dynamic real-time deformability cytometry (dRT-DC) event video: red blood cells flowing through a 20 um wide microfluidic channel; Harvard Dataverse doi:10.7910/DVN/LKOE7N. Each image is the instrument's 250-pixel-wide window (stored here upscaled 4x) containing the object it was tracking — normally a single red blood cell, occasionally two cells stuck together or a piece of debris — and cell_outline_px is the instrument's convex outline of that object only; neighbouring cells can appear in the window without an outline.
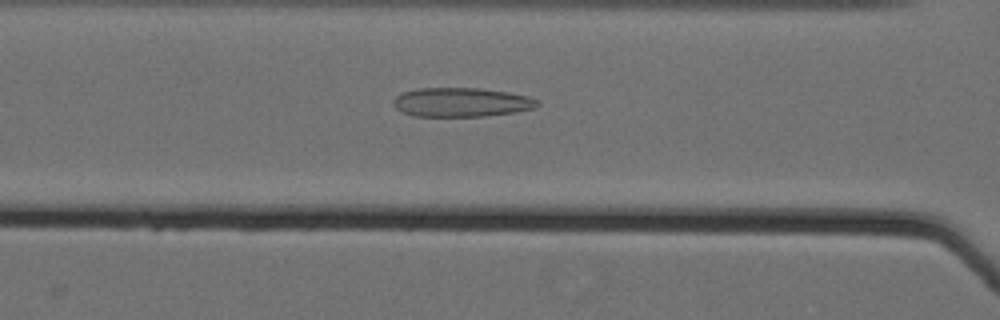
{"species": "Egyptian fruit bat (a non-hibernating species)", "species_latin": "Rousettus aegyptiacus", "temperature_condition": "cold", "stored_images_in_passage": 60, "camera_frame_rate_fps": 3000, "um_per_image_px": 0.085, "animal": {"sex": "female"}, "frame": {"image": 1, "passage_image": 29, "time_ms": 9.333, "image_size_px": [1000, 320], "cell_outline_px": [[540, 104], [532, 108], [516, 112], [484, 116], [412, 116], [400, 112], [392, 104], [392, 100], [396, 96], [404, 92], [420, 88], [480, 88], [508, 92], [528, 96], [536, 100]], "centroid_in_image_um": [39.17, 8.69], "position_along_channel_um": 127.4, "area_um2": 24.45}}
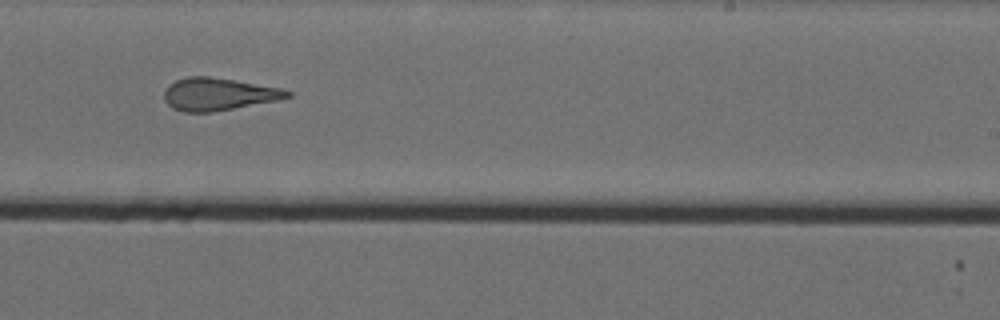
{"frame": {"image": 2, "passage_image": 41, "time_ms": 13.333, "image_size_px": [1000, 320], "cell_outline_px": [[292, 96], [276, 100], [212, 112], [184, 112], [172, 108], [164, 100], [164, 92], [168, 84], [176, 80], [188, 76], [208, 76], [280, 88], [292, 92]], "centroid_in_image_um": [18.51, 8.0], "position_along_channel_um": 270.5, "area_um2": 23.06}}
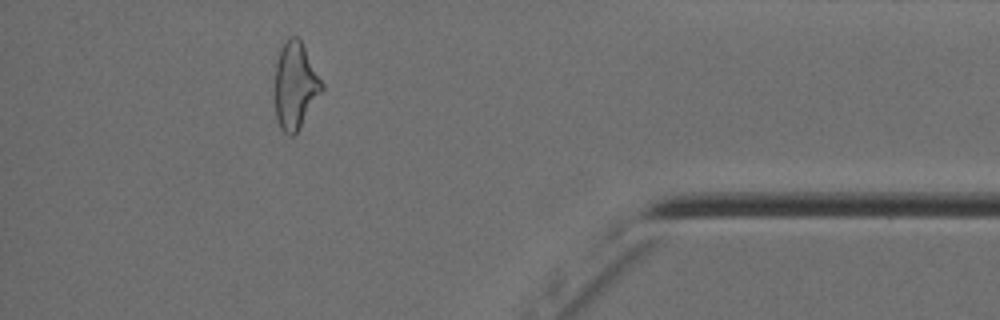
{"frame": {"image": 3, "passage_image": 55, "time_ms": 18.0, "image_size_px": [1000, 320], "cell_outline_px": [[324, 88], [300, 128], [292, 136], [288, 136], [280, 128], [276, 120], [272, 100], [272, 92], [276, 64], [280, 48], [288, 36], [296, 36], [300, 40], [324, 84]], "centroid_in_image_um": [25.03, 7.31], "position_along_channel_um": 410.2, "area_um2": 24.45}, "authors_computed_cell_mechanics": {"area_um2": 26.5013, "velocity_mm_per_s": 3.5818, "shape_relaxation_time_tau1_ms": null, "shape_relaxation_time_tau2_ms": 2.6522, "deformation_change_tau1": null, "deformation_change_tau2": 0.14}}